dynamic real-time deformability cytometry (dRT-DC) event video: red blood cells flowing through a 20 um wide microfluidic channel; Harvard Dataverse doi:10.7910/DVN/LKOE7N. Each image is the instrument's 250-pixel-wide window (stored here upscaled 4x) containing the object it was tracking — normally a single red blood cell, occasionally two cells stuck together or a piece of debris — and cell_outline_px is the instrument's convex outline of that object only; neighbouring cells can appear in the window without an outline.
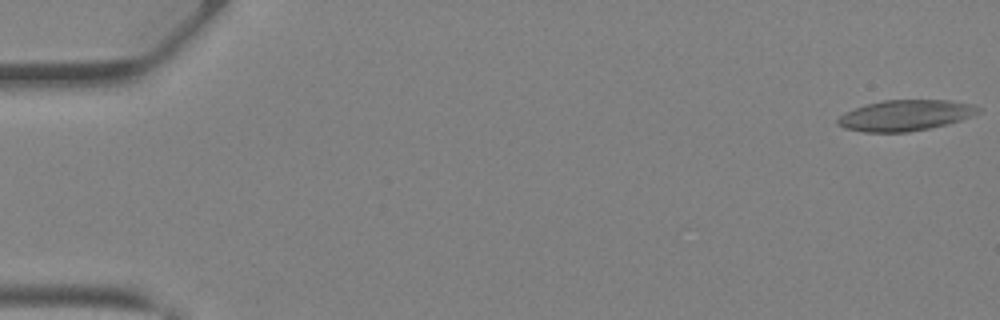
{"species": "Egyptian fruit bat (a non-hibernating species)", "species_latin": "Rousettus aegyptiacus", "temperature_condition": "warm", "stored_images_in_passage": 42, "camera_frame_rate_fps": 3000, "um_per_image_px": 0.085, "animal": {"sex": "female"}, "frame": {"image": 1, "passage_image": 1, "time_ms": 0.0, "image_size_px": [1000, 320], "cell_outline_px": [[984, 108], [980, 112], [972, 116], [960, 120], [928, 128], [908, 132], [864, 132], [844, 128], [836, 124], [836, 120], [844, 112], [868, 104], [884, 100], [948, 100], [972, 104]], "centroid_in_image_um": [76.96, 9.8], "position_along_channel_um": 8.0, "area_um2": 25.14}}
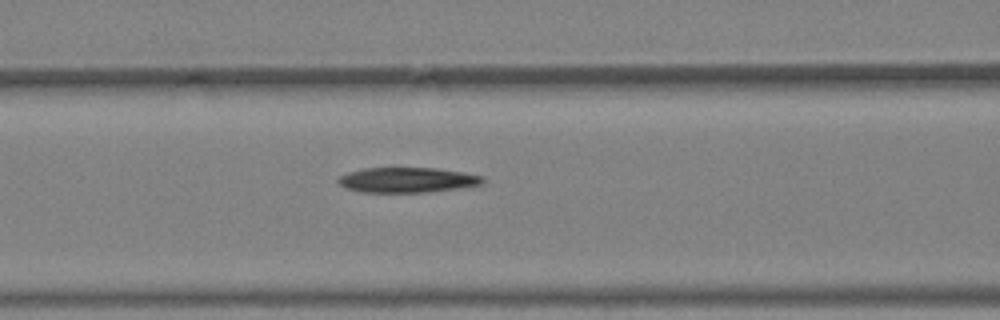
{"frame": {"image": 2, "passage_image": 18, "time_ms": 5.667, "image_size_px": [1000, 320], "cell_outline_px": [[484, 180], [480, 184], [460, 188], [428, 192], [360, 192], [344, 188], [336, 180], [340, 176], [348, 172], [364, 168], [436, 168], [484, 176]], "centroid_in_image_um": [34.57, 15.3], "position_along_channel_um": 132.0, "area_um2": 21.1}}
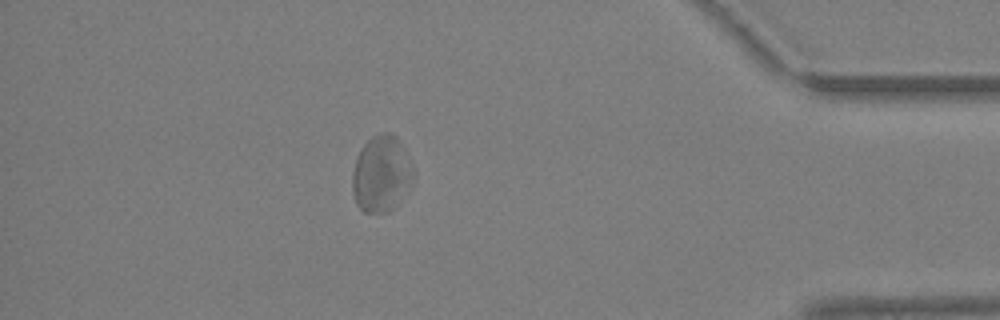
{"frame": {"image": 3, "passage_image": 37, "time_ms": 12.0, "image_size_px": [1000, 320], "cell_outline_px": [[412, 184], [392, 208], [388, 212], [364, 212], [356, 204], [352, 192], [352, 172], [360, 148], [372, 136], [380, 132], [392, 132], [400, 140], [412, 168]], "centroid_in_image_um": [32.38, 14.75], "position_along_channel_um": 402.8, "area_um2": 26.93}, "authors_computed_cell_mechanics": {"area_um2": 23.4957, "velocity_mm_per_s": 4.9257, "shape_relaxation_time_tau1_ms": null, "shape_relaxation_time_tau2_ms": 1.956, "deformation_change_tau1": null, "deformation_change_tau2": 0.1057}}